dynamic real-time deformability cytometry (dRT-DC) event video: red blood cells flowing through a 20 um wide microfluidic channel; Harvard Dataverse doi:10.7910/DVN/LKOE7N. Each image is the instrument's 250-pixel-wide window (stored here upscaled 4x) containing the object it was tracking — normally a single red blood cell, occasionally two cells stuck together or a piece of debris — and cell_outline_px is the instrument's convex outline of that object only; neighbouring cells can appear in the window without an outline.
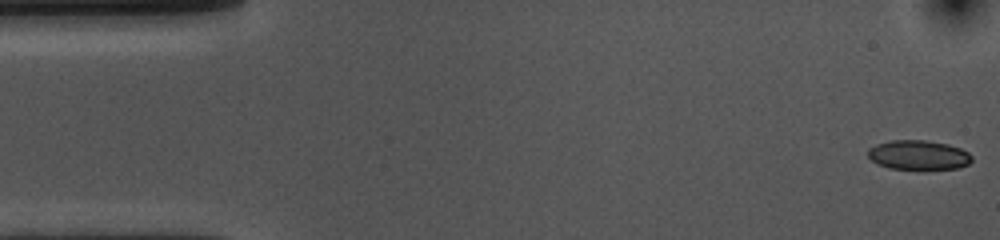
{"species": "common noctule bat (a hibernating species)", "species_latin": "Nyctalus noctula", "temperature_condition": "cold", "stored_images_in_passage": 54, "camera_frame_rate_fps": 3000, "um_per_image_px": 0.085, "animal": {"sex": "female", "body_mass_g": 10.0, "forearm_length_mm": 53.1}, "frame": {"image": 1, "passage_image": 1, "time_ms": 0.0, "image_size_px": [1000, 240], "cell_outline_px": [[972, 160], [968, 164], [960, 168], [920, 172], [888, 168], [876, 164], [868, 156], [868, 148], [876, 144], [892, 140], [924, 140], [948, 144], [960, 148], [968, 152], [972, 156]], "centroid_in_image_um": [78.08, 13.23], "position_along_channel_um": 6.9, "area_um2": 18.73}}
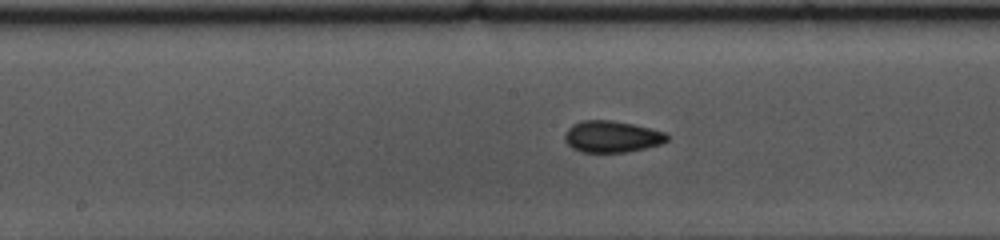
{"frame": {"image": 2, "passage_image": 26, "time_ms": 8.333, "image_size_px": [1000, 240], "cell_outline_px": [[668, 140], [660, 144], [628, 152], [580, 152], [572, 148], [564, 140], [564, 136], [568, 128], [572, 124], [584, 120], [612, 120], [632, 124], [664, 132], [668, 136]], "centroid_in_image_um": [51.97, 11.61], "position_along_channel_um": 196.2, "area_um2": 18.73}}
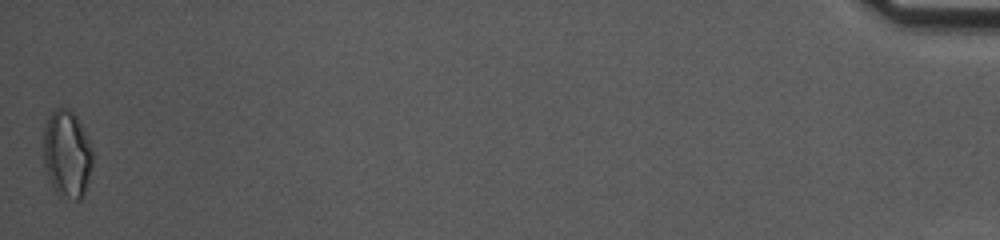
{"frame": {"image": 3, "passage_image": 54, "time_ms": 17.667, "image_size_px": [1000, 240], "cell_outline_px": [[92, 164], [84, 196], [80, 200], [76, 200], [60, 196], [56, 192], [48, 176], [44, 164], [44, 128], [52, 112], [56, 108], [68, 108], [76, 116], [92, 148]], "centroid_in_image_um": [5.7, 13.12], "position_along_channel_um": 429.5, "area_um2": 24.74}, "authors_computed_cell_mechanics": {"area_um2": 18.7272, "velocity_mm_per_s": 3.6095, "shape_relaxation_time_tau1_ms": 4.612, "shape_relaxation_time_tau2_ms": 1.8633, "deformation_change_tau1": 0.1024, "deformation_change_tau2": 0.0597}}